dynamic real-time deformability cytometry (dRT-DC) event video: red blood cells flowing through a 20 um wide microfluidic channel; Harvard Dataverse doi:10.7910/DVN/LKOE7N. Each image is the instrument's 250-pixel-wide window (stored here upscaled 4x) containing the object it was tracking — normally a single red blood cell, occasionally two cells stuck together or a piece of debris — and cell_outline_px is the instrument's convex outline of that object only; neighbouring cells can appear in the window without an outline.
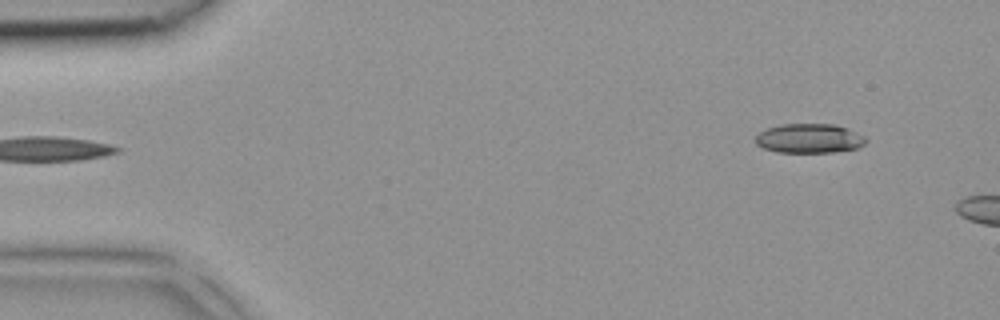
{"species": "common noctule bat (a hibernating species)", "species_latin": "Nyctalus noctula", "temperature_condition": "room temperature", "stored_images_in_passage": 2, "camera_frame_rate_fps": 3000, "um_per_image_px": 0.085, "animal": {"sex": "female", "body_mass_g": 18.4}, "frame": {"image": 1, "passage_image": 2, "time_ms": 0.333, "image_size_px": [1000, 320], "cell_outline_px": [[868, 140], [860, 148], [832, 152], [776, 152], [764, 148], [756, 144], [756, 136], [760, 132], [768, 128], [780, 124], [836, 124], [848, 128], [864, 136]], "centroid_in_image_um": [68.82, 11.76], "position_along_channel_um": 16.2, "area_um2": 18.96}}